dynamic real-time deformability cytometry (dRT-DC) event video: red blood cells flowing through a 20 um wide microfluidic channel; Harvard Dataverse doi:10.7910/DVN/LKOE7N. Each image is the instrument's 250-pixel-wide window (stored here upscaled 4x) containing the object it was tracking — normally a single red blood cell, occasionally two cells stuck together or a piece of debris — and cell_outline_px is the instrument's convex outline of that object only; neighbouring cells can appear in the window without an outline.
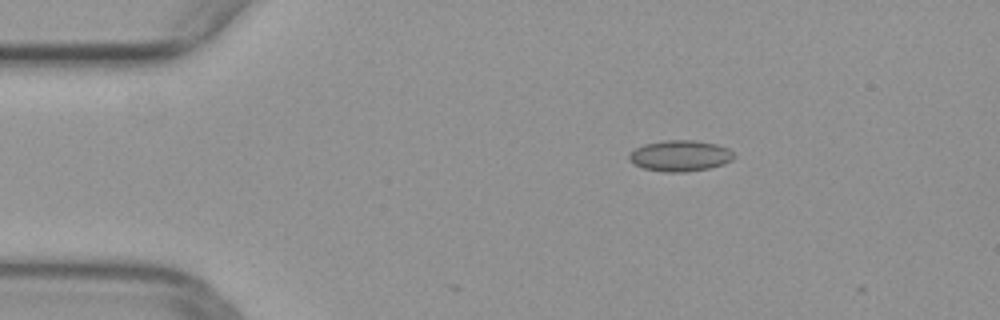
{"species": "common noctule bat (a hibernating species)", "species_latin": "Nyctalus noctula", "temperature_condition": "warm", "stored_images_in_passage": 3, "camera_frame_rate_fps": 3000, "um_per_image_px": 0.085, "animal": {"sex": "female", "body_mass_g": 29.2, "forearm_length_mm": 56.3}, "frame": {"image": 1, "passage_image": 1, "time_ms": 0.0, "image_size_px": [1000, 320], "cell_outline_px": [[736, 156], [732, 160], [724, 164], [708, 168], [684, 172], [664, 172], [644, 168], [632, 164], [628, 156], [636, 148], [644, 144], [664, 140], [696, 140], [716, 144], [728, 148]], "centroid_in_image_um": [57.82, 13.24], "position_along_channel_um": 27.2, "area_um2": 18.96}}